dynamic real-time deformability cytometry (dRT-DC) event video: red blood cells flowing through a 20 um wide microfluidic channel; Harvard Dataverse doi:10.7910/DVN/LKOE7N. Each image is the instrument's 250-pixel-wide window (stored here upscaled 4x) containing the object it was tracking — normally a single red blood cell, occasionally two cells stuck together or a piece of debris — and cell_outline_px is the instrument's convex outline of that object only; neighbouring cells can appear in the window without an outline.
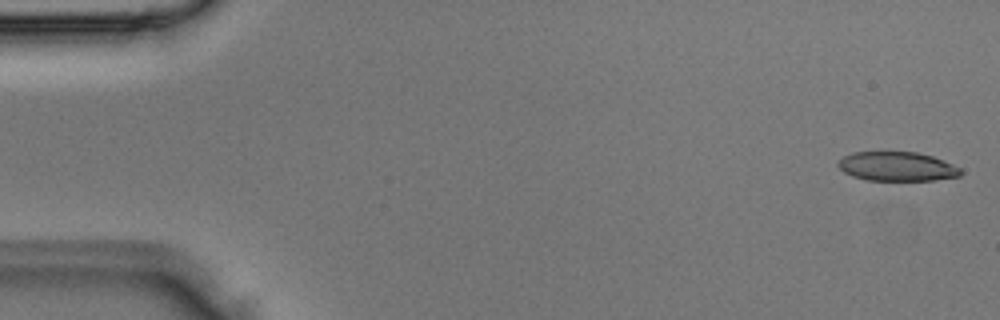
{"species": "Egyptian fruit bat (a non-hibernating species)", "species_latin": "Rousettus aegyptiacus", "temperature_condition": "room temperature", "stored_images_in_passage": 4, "camera_frame_rate_fps": 3000, "um_per_image_px": 0.085, "animal": {"sex": "male"}, "frame": {"image": 1, "passage_image": 1, "time_ms": 0.0, "image_size_px": [1000, 320], "cell_outline_px": [[964, 172], [960, 176], [936, 180], [868, 180], [852, 176], [844, 172], [836, 164], [844, 156], [852, 152], [916, 152], [932, 156], [952, 164], [960, 168]], "centroid_in_image_um": [76.26, 14.15], "position_along_channel_um": 8.7, "area_um2": 20.81}}